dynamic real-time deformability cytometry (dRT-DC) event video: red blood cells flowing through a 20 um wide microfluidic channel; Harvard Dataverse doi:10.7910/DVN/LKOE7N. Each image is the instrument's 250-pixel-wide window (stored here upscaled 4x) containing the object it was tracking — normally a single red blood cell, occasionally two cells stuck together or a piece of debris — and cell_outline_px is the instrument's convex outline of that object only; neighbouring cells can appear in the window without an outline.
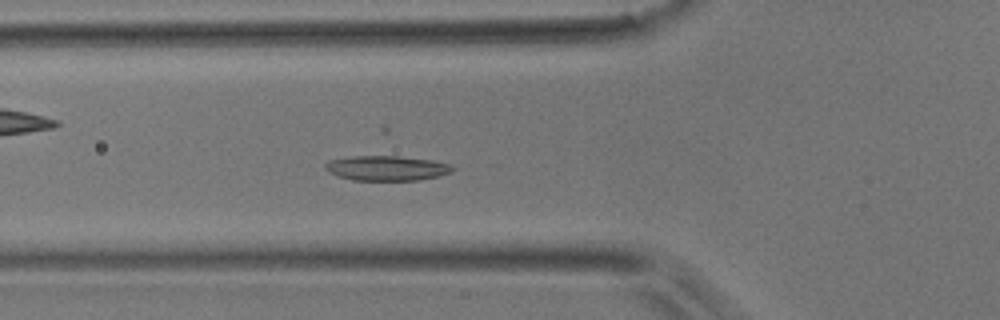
{"species": "common noctule bat (a hibernating species)", "species_latin": "Nyctalus noctula", "temperature_condition": "room temperature", "stored_images_in_passage": 46, "camera_frame_rate_fps": 3000, "um_per_image_px": 0.085, "animal": {"sex": "male", "body_mass_g": 17.9}, "frame": {"image": 1, "passage_image": 12, "time_ms": 3.667, "image_size_px": [1000, 320], "cell_outline_px": [[456, 168], [452, 172], [420, 180], [352, 180], [328, 172], [324, 168], [324, 164], [328, 160], [352, 156], [400, 156], [432, 160], [452, 164]], "centroid_in_image_um": [32.88, 14.28], "position_along_channel_um": 92.9, "area_um2": 18.55}}
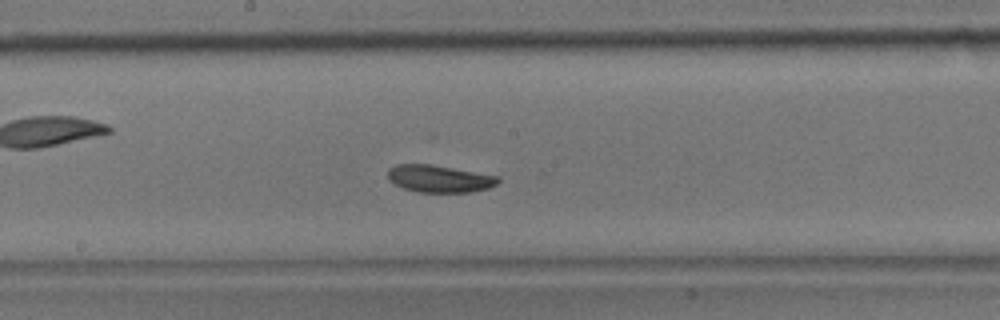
{"frame": {"image": 2, "passage_image": 21, "time_ms": 6.667, "image_size_px": [1000, 320], "cell_outline_px": [[500, 180], [496, 184], [488, 188], [472, 192], [416, 192], [404, 188], [388, 180], [388, 168], [396, 164], [432, 164], [500, 176]], "centroid_in_image_um": [37.35, 15.18], "position_along_channel_um": 210.9, "area_um2": 17.63}}
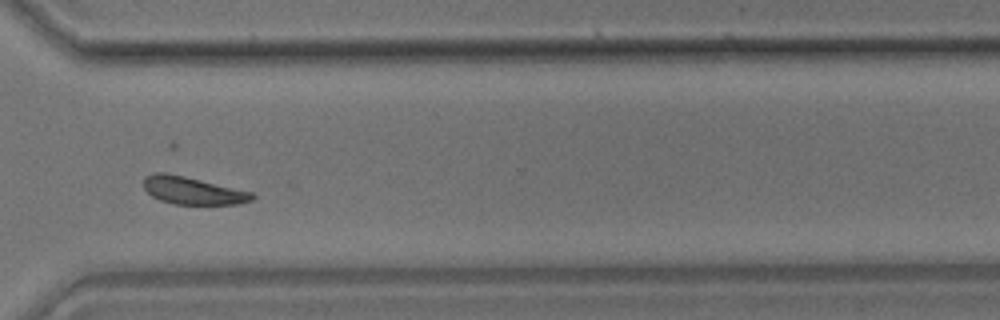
{"frame": {"image": 3, "passage_image": 32, "time_ms": 10.333, "image_size_px": [1000, 320], "cell_outline_px": [[256, 196], [252, 200], [240, 204], [172, 204], [160, 200], [152, 196], [144, 188], [144, 176], [152, 172], [164, 172], [184, 176], [252, 192]], "centroid_in_image_um": [16.36, 16.2], "position_along_channel_um": 354.2, "area_um2": 17.4}}